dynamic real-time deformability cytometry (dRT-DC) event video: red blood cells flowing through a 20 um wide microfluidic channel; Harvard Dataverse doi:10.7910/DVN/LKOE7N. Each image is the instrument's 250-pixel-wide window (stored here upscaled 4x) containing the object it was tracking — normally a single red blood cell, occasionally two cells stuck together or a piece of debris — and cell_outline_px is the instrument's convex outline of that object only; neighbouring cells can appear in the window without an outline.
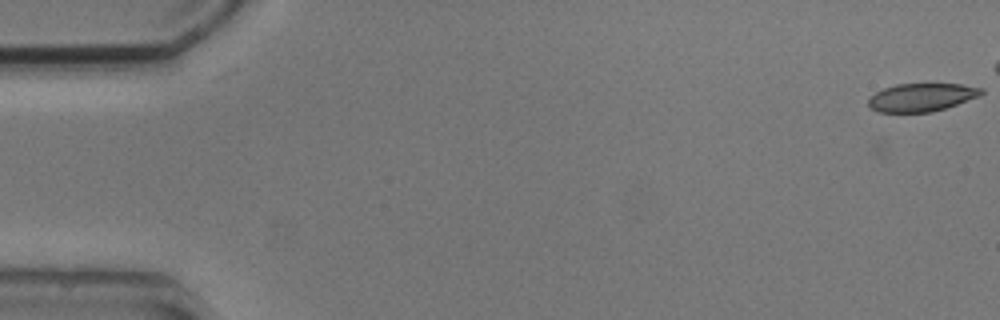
{"species": "common noctule bat (a hibernating species)", "species_latin": "Nyctalus noctula", "temperature_condition": "cold", "stored_images_in_passage": 6, "camera_frame_rate_fps": 3000, "um_per_image_px": 0.085, "animal": {"sex": "male", "body_mass_g": 20.5, "forearm_length_mm": 52.5}, "frame": {"image": 1, "passage_image": 1, "time_ms": 0.0, "image_size_px": [1000, 320], "cell_outline_px": [[984, 92], [980, 96], [932, 112], [880, 112], [868, 108], [868, 100], [876, 92], [884, 88], [896, 84], [960, 84], [984, 88]], "centroid_in_image_um": [78.33, 8.27], "position_along_channel_um": 6.7, "area_um2": 18.44}}